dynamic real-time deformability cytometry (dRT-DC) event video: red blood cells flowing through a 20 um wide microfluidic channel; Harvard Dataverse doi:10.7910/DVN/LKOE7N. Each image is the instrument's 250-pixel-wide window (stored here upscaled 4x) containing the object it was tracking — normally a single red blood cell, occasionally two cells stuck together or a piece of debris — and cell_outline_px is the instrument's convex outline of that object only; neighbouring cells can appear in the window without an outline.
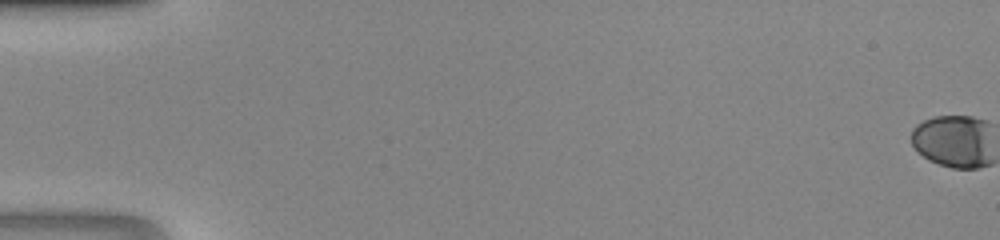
{"species": "human", "species_latin": "Homo sapiens", "temperature_condition": "room temperature", "stored_images_in_passage": 45, "camera_frame_rate_fps": 3000, "um_per_image_px": 0.085, "donor": {"sex": "male"}, "frame": {"image": 1, "passage_image": 1, "time_ms": 0.0, "image_size_px": [1000, 240], "cell_outline_px": [[984, 164], [972, 168], [960, 168], [944, 164], [932, 160], [924, 156], [916, 148], [912, 140], [912, 132], [920, 124], [928, 120], [940, 116], [964, 116], [976, 120]], "centroid_in_image_um": [80.75, 12.01], "position_along_channel_um": 4.3, "area_um2": 21.04}}
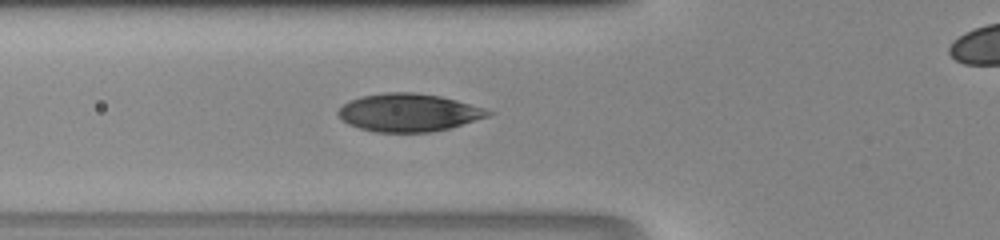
{"frame": {"image": 2, "passage_image": 21, "time_ms": 6.667, "image_size_px": [1000, 240], "cell_outline_px": [[480, 116], [444, 128], [416, 132], [388, 132], [368, 128], [356, 124], [340, 116], [340, 112], [348, 104], [356, 100], [368, 96], [432, 96], [452, 100], [464, 104]], "centroid_in_image_um": [34.56, 9.62], "position_along_channel_um": 91.2, "area_um2": 27.57}}
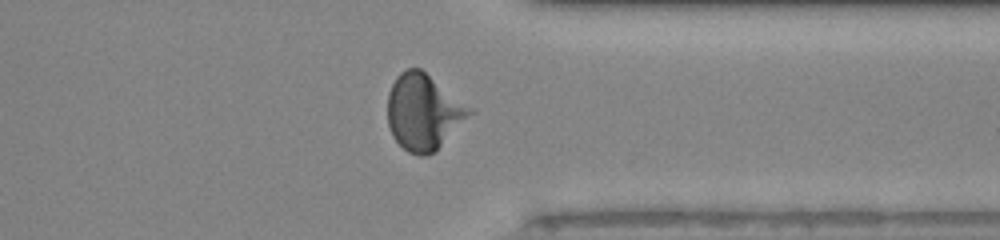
{"frame": {"image": 3, "passage_image": 40, "time_ms": 13.0, "image_size_px": [1000, 240], "cell_outline_px": [[448, 116], [436, 148], [432, 152], [412, 152], [404, 148], [396, 140], [392, 132], [388, 120], [388, 100], [392, 88], [396, 80], [408, 68], [416, 68], [424, 72], [428, 76], [448, 112]], "centroid_in_image_um": [35.38, 9.53], "position_along_channel_um": 376.0, "area_um2": 27.05}}